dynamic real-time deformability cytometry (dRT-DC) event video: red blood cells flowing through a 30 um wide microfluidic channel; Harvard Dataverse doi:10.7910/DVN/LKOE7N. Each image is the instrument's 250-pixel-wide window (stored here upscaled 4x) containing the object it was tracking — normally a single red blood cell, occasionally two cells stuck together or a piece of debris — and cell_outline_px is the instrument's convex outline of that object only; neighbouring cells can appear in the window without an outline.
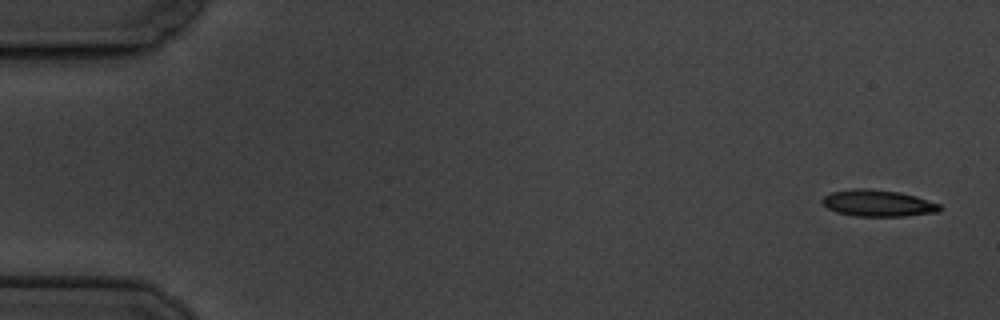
{"species": "common noctule bat (a hibernating species)", "species_latin": "Nyctalus noctula", "temperature_condition": "cold", "stored_images_in_passage": 6, "camera_frame_rate_fps": 3000, "um_per_image_px": 0.085, "animal": {"sex": "male", "body_mass_g": 19.5, "forearm_length_mm": 54.6}, "frame": {"image": 1, "passage_image": 1, "time_ms": 0.0, "image_size_px": [1000, 320], "cell_outline_px": [[940, 212], [904, 216], [852, 216], [836, 212], [828, 208], [820, 200], [824, 196], [832, 192], [852, 188], [868, 188], [900, 192], [916, 196], [940, 204]], "centroid_in_image_um": [74.61, 17.27], "position_along_channel_um": 10.4, "area_um2": 18.32}}
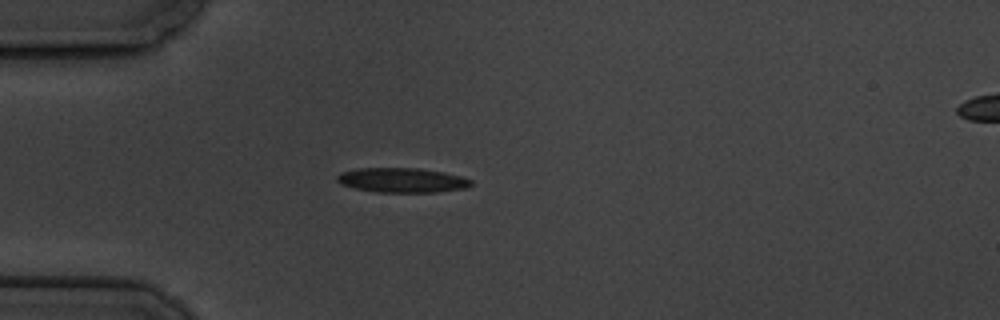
{"frame": {"image": 2, "passage_image": 5, "time_ms": 4.667, "image_size_px": [1000, 320], "cell_outline_px": [[472, 184], [464, 188], [436, 192], [376, 192], [356, 188], [340, 184], [336, 180], [336, 176], [340, 172], [356, 168], [420, 168], [444, 172], [460, 176], [472, 180]], "centroid_in_image_um": [34.14, 15.31], "position_along_channel_um": 50.9, "area_um2": 19.25}}